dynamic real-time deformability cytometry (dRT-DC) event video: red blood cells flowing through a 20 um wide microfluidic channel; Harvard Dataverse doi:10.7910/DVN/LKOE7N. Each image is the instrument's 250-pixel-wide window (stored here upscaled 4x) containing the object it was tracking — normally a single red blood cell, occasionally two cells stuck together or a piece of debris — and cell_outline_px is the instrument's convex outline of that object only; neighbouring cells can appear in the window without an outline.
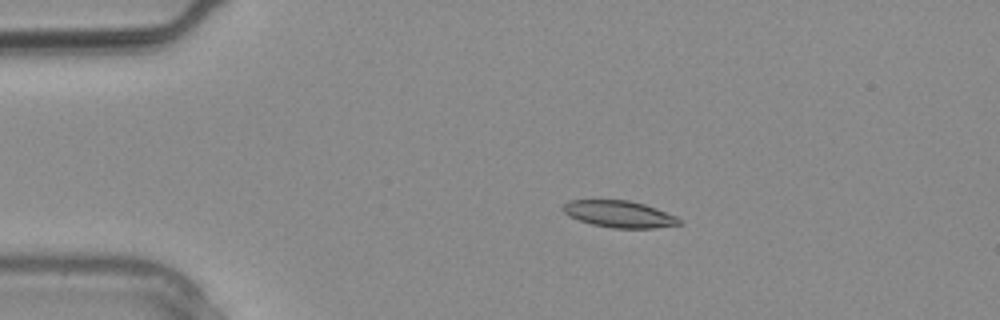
{"species": "common noctule bat (a hibernating species)", "species_latin": "Nyctalus noctula", "temperature_condition": "warm", "stored_images_in_passage": 2, "camera_frame_rate_fps": 3000, "um_per_image_px": 0.085, "animal": {"sex": "male", "body_mass_g": 20.4}, "frame": {"image": 1, "passage_image": 1, "time_ms": 0.0, "image_size_px": [1000, 320], "cell_outline_px": [[680, 224], [656, 228], [612, 228], [592, 224], [568, 216], [560, 208], [568, 200], [628, 200], [644, 204], [656, 208], [676, 216], [680, 220]], "centroid_in_image_um": [52.6, 18.19], "position_along_channel_um": 32.4, "area_um2": 18.09}}